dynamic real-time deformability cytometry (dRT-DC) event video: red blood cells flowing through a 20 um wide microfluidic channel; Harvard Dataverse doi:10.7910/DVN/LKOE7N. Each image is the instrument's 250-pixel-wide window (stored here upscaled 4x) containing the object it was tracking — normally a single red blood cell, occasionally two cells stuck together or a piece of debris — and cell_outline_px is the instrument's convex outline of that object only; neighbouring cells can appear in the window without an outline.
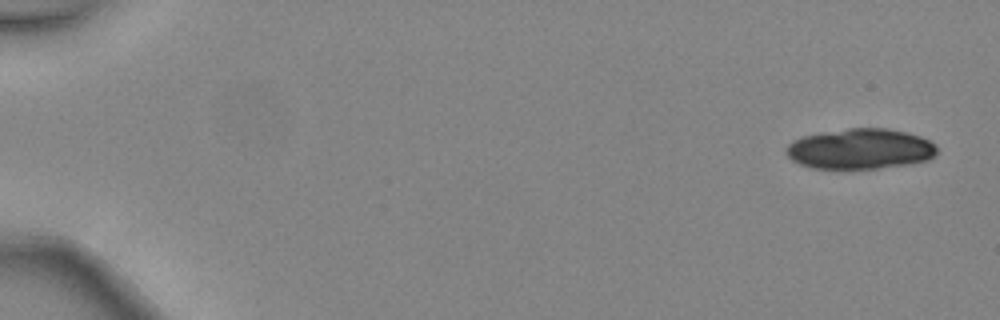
{"species": "common noctule bat (a hibernating species)", "species_latin": "Nyctalus noctula", "temperature_condition": "warm", "stored_images_in_passage": 4, "camera_frame_rate_fps": 3000, "um_per_image_px": 0.085, "animal": {"sex": "female", "body_mass_g": 24.6, "forearm_length_mm": 56.2}, "frame": {"image": 1, "passage_image": 1, "time_ms": 0.0, "image_size_px": [1000, 320], "cell_outline_px": [[936, 152], [928, 160], [908, 164], [880, 168], [812, 168], [800, 164], [792, 160], [784, 152], [784, 148], [792, 140], [804, 136], [848, 128], [888, 128], [908, 132], [920, 136], [936, 144]], "centroid_in_image_um": [73.11, 12.65], "position_along_channel_um": 11.9, "area_um2": 35.49}}